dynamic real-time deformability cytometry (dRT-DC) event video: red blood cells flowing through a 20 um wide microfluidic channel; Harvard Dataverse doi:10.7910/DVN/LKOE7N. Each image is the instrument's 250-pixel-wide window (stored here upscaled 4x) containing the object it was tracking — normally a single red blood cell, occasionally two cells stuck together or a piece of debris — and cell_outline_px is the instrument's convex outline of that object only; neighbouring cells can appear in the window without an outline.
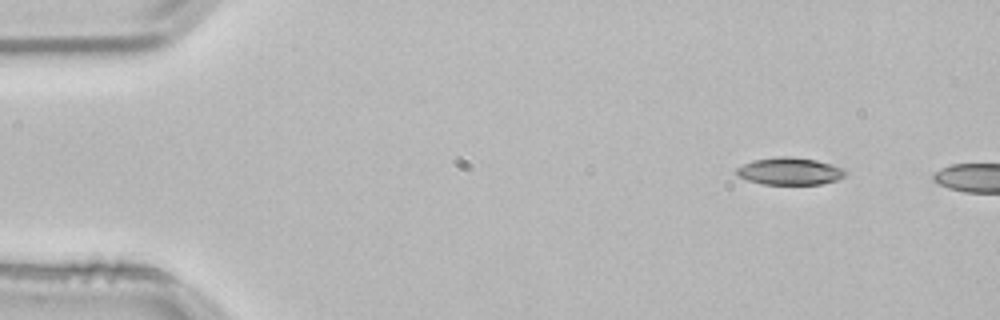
{"species": "common noctule bat (a hibernating species)", "species_latin": "Nyctalus noctula", "temperature_condition": "room temperature", "stored_images_in_passage": 2, "camera_frame_rate_fps": 3000, "um_per_image_px": 0.085, "animal": {"sex": "male", "body_mass_g": 21.5, "forearm_length_mm": 52.0}, "frame": {"image": 1, "passage_image": 1, "time_ms": 0.0, "image_size_px": [1000, 320], "cell_outline_px": [[848, 172], [844, 176], [836, 180], [820, 184], [760, 184], [748, 180], [740, 176], [736, 172], [736, 168], [752, 160], [780, 156], [792, 156], [816, 160], [832, 164], [844, 168]], "centroid_in_image_um": [67.15, 14.54], "position_along_channel_um": 17.8, "area_um2": 17.34}}